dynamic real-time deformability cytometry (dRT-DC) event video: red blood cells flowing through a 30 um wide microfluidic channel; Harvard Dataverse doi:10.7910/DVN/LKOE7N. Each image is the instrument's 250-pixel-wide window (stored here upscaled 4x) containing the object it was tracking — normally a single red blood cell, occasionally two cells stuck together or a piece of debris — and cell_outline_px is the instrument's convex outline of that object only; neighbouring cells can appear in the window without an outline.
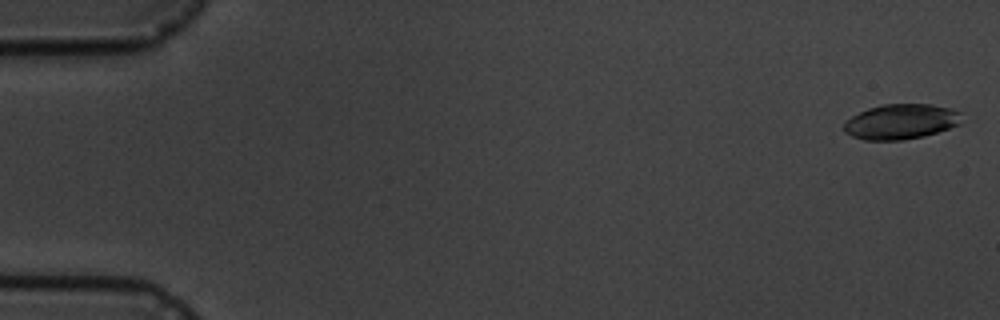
{"species": "common noctule bat (a hibernating species)", "species_latin": "Nyctalus noctula", "temperature_condition": "cold", "stored_images_in_passage": 9, "camera_frame_rate_fps": 3000, "um_per_image_px": 0.085, "animal": {"sex": "male", "body_mass_g": 19.5, "forearm_length_mm": 54.6}, "frame": {"image": 1, "passage_image": 1, "time_ms": 0.0, "image_size_px": [1000, 320], "cell_outline_px": [[960, 124], [924, 136], [904, 140], [864, 140], [852, 136], [844, 132], [844, 120], [868, 108], [880, 104], [928, 104], [948, 108], [960, 112]], "centroid_in_image_um": [76.53, 10.34], "position_along_channel_um": 8.5, "area_um2": 24.04}}
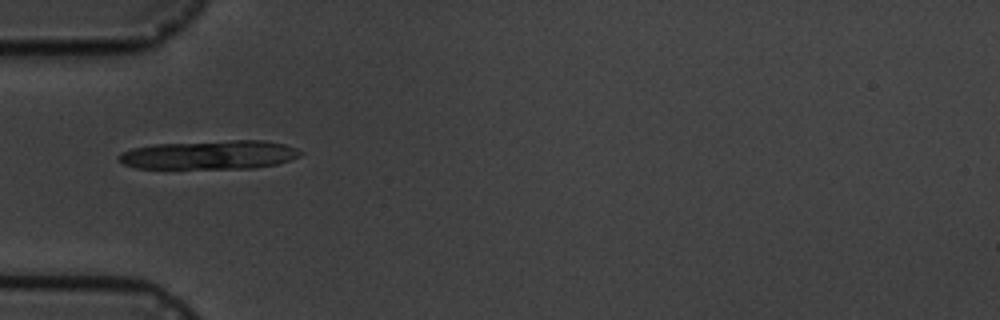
{"frame": {"image": 2, "passage_image": 6, "time_ms": 5.667, "image_size_px": [1000, 320], "cell_outline_px": [[304, 152], [300, 156], [276, 164], [252, 168], [136, 168], [124, 164], [116, 156], [132, 148], [156, 144], [232, 140], [264, 140], [284, 144], [296, 148]], "centroid_in_image_um": [17.84, 13.16], "position_along_channel_um": 67.2, "area_um2": 30.35}}